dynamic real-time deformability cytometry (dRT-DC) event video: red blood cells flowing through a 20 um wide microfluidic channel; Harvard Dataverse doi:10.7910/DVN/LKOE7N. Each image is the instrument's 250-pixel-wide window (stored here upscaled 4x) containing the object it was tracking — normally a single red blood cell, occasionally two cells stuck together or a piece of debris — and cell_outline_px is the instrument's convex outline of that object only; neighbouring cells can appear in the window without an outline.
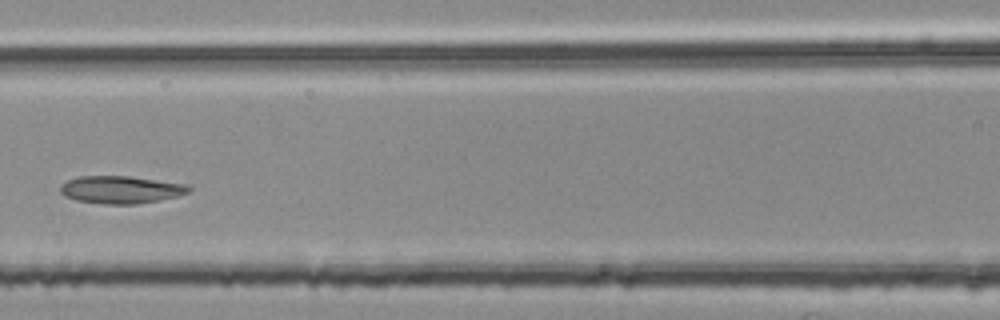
{"species": "common noctule bat (a hibernating species)", "species_latin": "Nyctalus noctula", "temperature_condition": "room temperature", "stored_images_in_passage": 5, "camera_frame_rate_fps": 3000, "um_per_image_px": 0.085, "animal": {"sex": "female", "body_mass_g": 25.1}, "frame": {"image": 1, "passage_image": 5, "time_ms": 1.333, "image_size_px": [1000, 320], "cell_outline_px": [[192, 188], [188, 192], [176, 196], [160, 200], [136, 204], [104, 204], [76, 200], [64, 196], [60, 192], [60, 188], [68, 180], [80, 176], [128, 176], [188, 184]], "centroid_in_image_um": [10.29, 16.12], "position_along_channel_um": 156.3, "area_um2": 20.52}}